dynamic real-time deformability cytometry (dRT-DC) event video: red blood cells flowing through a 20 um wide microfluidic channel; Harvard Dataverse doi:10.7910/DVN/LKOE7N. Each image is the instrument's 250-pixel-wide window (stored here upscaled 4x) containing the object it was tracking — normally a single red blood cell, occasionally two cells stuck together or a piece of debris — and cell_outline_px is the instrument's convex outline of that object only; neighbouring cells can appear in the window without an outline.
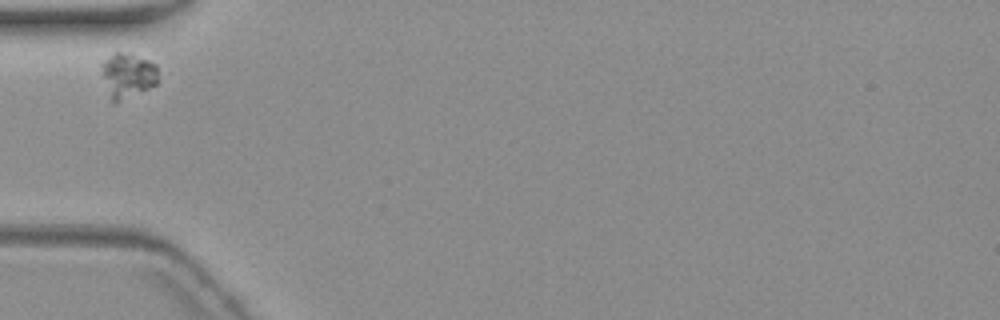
{"species": "common noctule bat (a hibernating species)", "species_latin": "Nyctalus noctula", "temperature_condition": "warm", "stored_images_in_passage": 4, "camera_frame_rate_fps": 3000, "um_per_image_px": 0.085, "animal": {"sex": "female", "body_mass_g": 19.3, "forearm_length_mm": 54.1}, "frame": {"image": 1, "passage_image": 1, "time_ms": 0.0, "image_size_px": [1000, 320], "cell_outline_px": [[156, 84], [116, 104], [112, 104], [100, 64], [116, 52], [120, 52], [148, 60], [156, 64]], "centroid_in_image_um": [10.83, 6.44], "position_along_channel_um": 74.2, "area_um2": 14.33}}
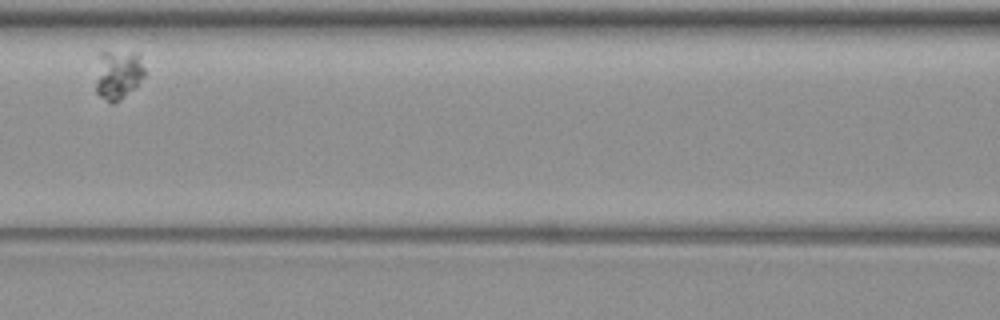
{"frame": {"image": 2, "passage_image": 3, "time_ms": 2.667, "image_size_px": [1000, 320], "cell_outline_px": [[144, 76], [120, 100], [112, 104], [100, 96], [96, 92], [96, 80], [100, 52], [108, 52], [140, 56], [144, 68]], "centroid_in_image_um": [10.0, 6.38], "position_along_channel_um": 156.6, "area_um2": 13.35}}
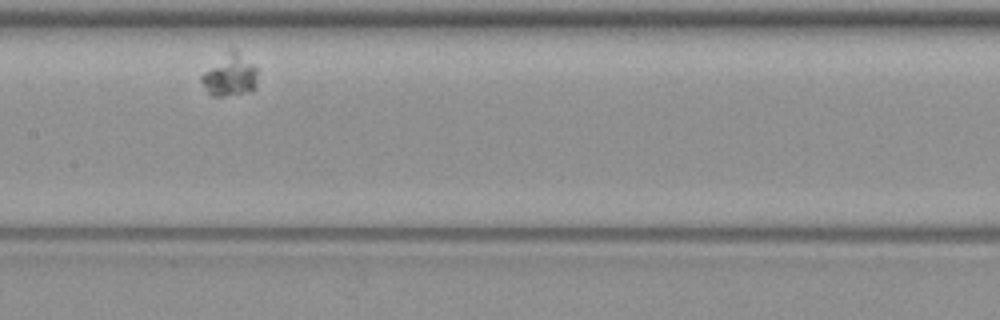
{"frame": {"image": 3, "passage_image": 4, "time_ms": 3.667, "image_size_px": [1000, 320], "cell_outline_px": [[256, 88], [244, 92], [224, 96], [212, 96], [208, 92], [200, 80], [200, 76], [232, 44], [256, 68]], "centroid_in_image_um": [19.52, 6.33], "position_along_channel_um": 187.9, "area_um2": 13.81}}